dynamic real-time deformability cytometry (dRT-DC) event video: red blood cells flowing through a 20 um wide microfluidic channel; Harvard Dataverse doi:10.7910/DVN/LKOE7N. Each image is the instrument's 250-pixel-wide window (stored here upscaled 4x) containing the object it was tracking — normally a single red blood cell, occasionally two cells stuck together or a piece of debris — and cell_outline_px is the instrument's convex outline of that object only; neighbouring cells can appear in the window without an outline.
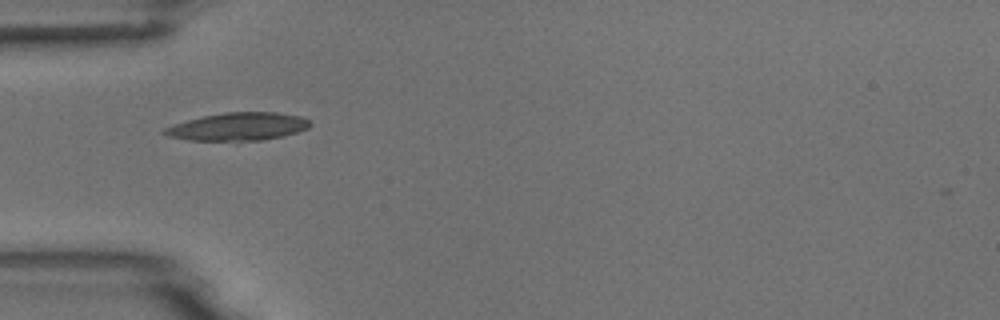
{"species": "common noctule bat (a hibernating species)", "species_latin": "Nyctalus noctula", "temperature_condition": "room temperature", "stored_images_in_passage": 38, "camera_frame_rate_fps": 3000, "um_per_image_px": 0.085, "animal": {"sex": "male", "body_mass_g": 18.8}, "frame": {"image": 1, "passage_image": 1, "time_ms": 0.0, "image_size_px": [1000, 320], "cell_outline_px": [[312, 124], [308, 128], [296, 132], [280, 136], [260, 140], [236, 144], [188, 140], [168, 136], [160, 132], [164, 128], [188, 120], [204, 116], [224, 112], [276, 112], [300, 116], [308, 120]], "centroid_in_image_um": [20.19, 10.81], "position_along_channel_um": 64.8, "area_um2": 24.33}}
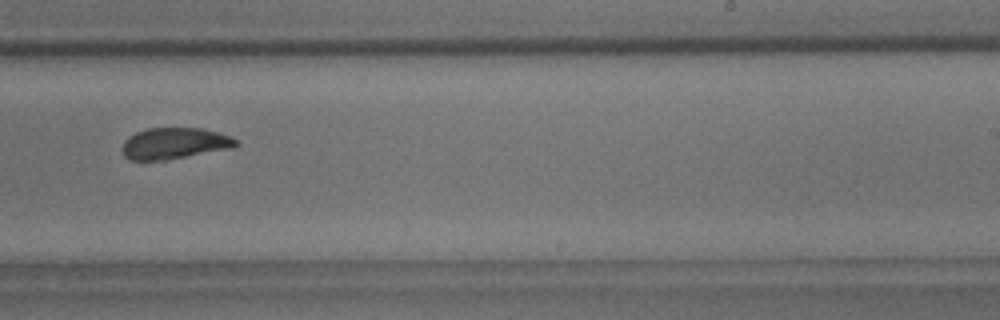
{"frame": {"image": 2, "passage_image": 18, "time_ms": 5.667, "image_size_px": [1000, 320], "cell_outline_px": [[240, 144], [232, 148], [164, 160], [128, 160], [124, 156], [124, 140], [128, 136], [136, 132], [148, 128], [200, 128], [216, 132], [228, 136], [236, 140]], "centroid_in_image_um": [14.81, 12.18], "position_along_channel_um": 274.2, "area_um2": 20.46}}
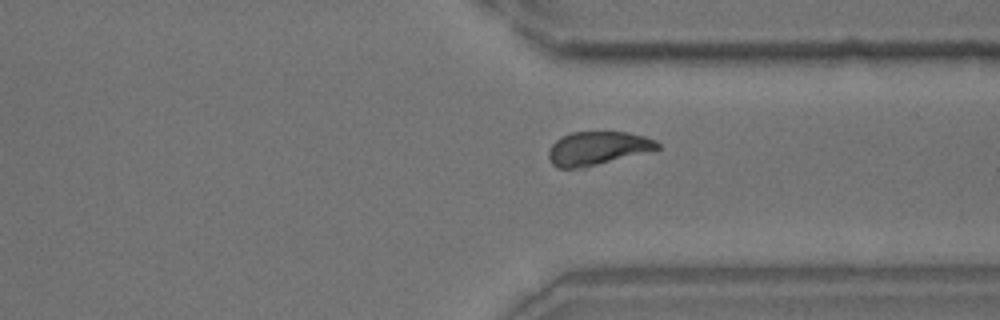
{"frame": {"image": 3, "passage_image": 25, "time_ms": 8.0, "image_size_px": [1000, 320], "cell_outline_px": [[660, 148], [584, 168], [556, 168], [552, 164], [548, 156], [548, 152], [552, 144], [556, 140], [572, 132], [628, 132], [644, 136], [656, 140], [660, 144]], "centroid_in_image_um": [50.77, 12.61], "position_along_channel_um": 360.6, "area_um2": 21.1}, "authors_computed_cell_mechanics": {"area_um2": 21.9929, "velocity_mm_per_s": 3.7027, "shape_relaxation_time_tau1_ms": 7.1635, "shape_relaxation_time_tau2_ms": 2.3047, "deformation_change_tau1": 0.178, "deformation_change_tau2": 0.0908}}